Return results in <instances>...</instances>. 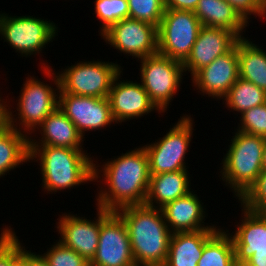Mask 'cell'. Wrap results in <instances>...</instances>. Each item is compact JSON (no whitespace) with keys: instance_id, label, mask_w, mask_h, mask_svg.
<instances>
[{"instance_id":"1","label":"cell","mask_w":266,"mask_h":266,"mask_svg":"<svg viewBox=\"0 0 266 266\" xmlns=\"http://www.w3.org/2000/svg\"><path fill=\"white\" fill-rule=\"evenodd\" d=\"M113 157L102 165L94 159L93 182L100 183L95 195L96 207L116 212L127 206L145 204L150 172L148 155L143 146Z\"/></svg>"},{"instance_id":"2","label":"cell","mask_w":266,"mask_h":266,"mask_svg":"<svg viewBox=\"0 0 266 266\" xmlns=\"http://www.w3.org/2000/svg\"><path fill=\"white\" fill-rule=\"evenodd\" d=\"M116 213L127 226L136 266H164L173 233L162 209L143 204L127 206Z\"/></svg>"},{"instance_id":"3","label":"cell","mask_w":266,"mask_h":266,"mask_svg":"<svg viewBox=\"0 0 266 266\" xmlns=\"http://www.w3.org/2000/svg\"><path fill=\"white\" fill-rule=\"evenodd\" d=\"M85 151L56 146H29V163H39L44 193L69 191L94 181V157L92 159L90 153Z\"/></svg>"},{"instance_id":"4","label":"cell","mask_w":266,"mask_h":266,"mask_svg":"<svg viewBox=\"0 0 266 266\" xmlns=\"http://www.w3.org/2000/svg\"><path fill=\"white\" fill-rule=\"evenodd\" d=\"M41 71L43 74L52 80V84H47L45 81L36 78V76L26 77L23 87H21L18 100L14 104H9V122L10 126L26 134L28 137L36 130L43 120L58 107V94L60 90V81L58 73L53 71L52 66H49L45 61L40 62ZM44 65V66H43ZM45 82V83H44ZM13 107H12V106ZM16 109L13 111V109ZM14 112H16L14 114ZM17 114V115H16Z\"/></svg>"},{"instance_id":"5","label":"cell","mask_w":266,"mask_h":266,"mask_svg":"<svg viewBox=\"0 0 266 266\" xmlns=\"http://www.w3.org/2000/svg\"><path fill=\"white\" fill-rule=\"evenodd\" d=\"M223 156L220 180L240 199L262 172V157L266 137L236 131Z\"/></svg>"},{"instance_id":"6","label":"cell","mask_w":266,"mask_h":266,"mask_svg":"<svg viewBox=\"0 0 266 266\" xmlns=\"http://www.w3.org/2000/svg\"><path fill=\"white\" fill-rule=\"evenodd\" d=\"M48 19L22 15L12 16L0 13V36L15 49L21 57L41 55L46 44H50L58 36V25ZM38 53V54H37Z\"/></svg>"},{"instance_id":"7","label":"cell","mask_w":266,"mask_h":266,"mask_svg":"<svg viewBox=\"0 0 266 266\" xmlns=\"http://www.w3.org/2000/svg\"><path fill=\"white\" fill-rule=\"evenodd\" d=\"M180 118L163 137L143 145L148 155L150 175L188 170L185 156L190 149L193 130H196L193 128L195 122L191 115L184 113Z\"/></svg>"},{"instance_id":"8","label":"cell","mask_w":266,"mask_h":266,"mask_svg":"<svg viewBox=\"0 0 266 266\" xmlns=\"http://www.w3.org/2000/svg\"><path fill=\"white\" fill-rule=\"evenodd\" d=\"M84 61H77L57 72L59 93L108 98L113 80L123 71L122 66L109 60Z\"/></svg>"},{"instance_id":"9","label":"cell","mask_w":266,"mask_h":266,"mask_svg":"<svg viewBox=\"0 0 266 266\" xmlns=\"http://www.w3.org/2000/svg\"><path fill=\"white\" fill-rule=\"evenodd\" d=\"M139 61L140 82L150 101L164 115L183 84V76L186 75L183 63L159 53Z\"/></svg>"},{"instance_id":"10","label":"cell","mask_w":266,"mask_h":266,"mask_svg":"<svg viewBox=\"0 0 266 266\" xmlns=\"http://www.w3.org/2000/svg\"><path fill=\"white\" fill-rule=\"evenodd\" d=\"M201 27L193 11L165 9L157 27L158 53L183 63L190 55Z\"/></svg>"},{"instance_id":"11","label":"cell","mask_w":266,"mask_h":266,"mask_svg":"<svg viewBox=\"0 0 266 266\" xmlns=\"http://www.w3.org/2000/svg\"><path fill=\"white\" fill-rule=\"evenodd\" d=\"M100 36L110 47L137 61L158 53L157 27L145 21L125 18Z\"/></svg>"},{"instance_id":"12","label":"cell","mask_w":266,"mask_h":266,"mask_svg":"<svg viewBox=\"0 0 266 266\" xmlns=\"http://www.w3.org/2000/svg\"><path fill=\"white\" fill-rule=\"evenodd\" d=\"M242 209L241 220L232 233L237 266H266V213ZM244 214V215H243ZM241 221V222H240Z\"/></svg>"},{"instance_id":"13","label":"cell","mask_w":266,"mask_h":266,"mask_svg":"<svg viewBox=\"0 0 266 266\" xmlns=\"http://www.w3.org/2000/svg\"><path fill=\"white\" fill-rule=\"evenodd\" d=\"M96 217L87 219L73 214L62 212L59 215L55 226L56 232L60 234L59 241L65 246L73 249L79 255L90 262L95 256L98 243L101 223L112 213L97 207ZM72 213V214H71Z\"/></svg>"},{"instance_id":"14","label":"cell","mask_w":266,"mask_h":266,"mask_svg":"<svg viewBox=\"0 0 266 266\" xmlns=\"http://www.w3.org/2000/svg\"><path fill=\"white\" fill-rule=\"evenodd\" d=\"M58 108L75 124L83 138L88 131L106 130L107 126L117 124L108 98L59 93Z\"/></svg>"},{"instance_id":"15","label":"cell","mask_w":266,"mask_h":266,"mask_svg":"<svg viewBox=\"0 0 266 266\" xmlns=\"http://www.w3.org/2000/svg\"><path fill=\"white\" fill-rule=\"evenodd\" d=\"M89 266H136L127 226L116 212L101 223L98 247Z\"/></svg>"},{"instance_id":"16","label":"cell","mask_w":266,"mask_h":266,"mask_svg":"<svg viewBox=\"0 0 266 266\" xmlns=\"http://www.w3.org/2000/svg\"><path fill=\"white\" fill-rule=\"evenodd\" d=\"M239 78V61L236 46L197 71L190 80L202 96L222 100Z\"/></svg>"},{"instance_id":"17","label":"cell","mask_w":266,"mask_h":266,"mask_svg":"<svg viewBox=\"0 0 266 266\" xmlns=\"http://www.w3.org/2000/svg\"><path fill=\"white\" fill-rule=\"evenodd\" d=\"M121 71L113 80L109 91L110 108L115 122L119 125L133 119H138L155 111L161 112L150 101L148 93L141 82L122 80ZM121 79V80H119Z\"/></svg>"},{"instance_id":"18","label":"cell","mask_w":266,"mask_h":266,"mask_svg":"<svg viewBox=\"0 0 266 266\" xmlns=\"http://www.w3.org/2000/svg\"><path fill=\"white\" fill-rule=\"evenodd\" d=\"M240 39L233 31L202 26L190 55L183 62L184 73L188 71L192 77L217 57L232 50Z\"/></svg>"},{"instance_id":"19","label":"cell","mask_w":266,"mask_h":266,"mask_svg":"<svg viewBox=\"0 0 266 266\" xmlns=\"http://www.w3.org/2000/svg\"><path fill=\"white\" fill-rule=\"evenodd\" d=\"M192 190L187 195L167 203L162 209L165 222L172 233L198 230H218L220 226L205 223L206 205ZM205 208V209H204ZM207 224V225H206Z\"/></svg>"},{"instance_id":"20","label":"cell","mask_w":266,"mask_h":266,"mask_svg":"<svg viewBox=\"0 0 266 266\" xmlns=\"http://www.w3.org/2000/svg\"><path fill=\"white\" fill-rule=\"evenodd\" d=\"M35 132L41 134V137L37 139L38 141L35 139L37 134ZM33 135L29 137V146L84 148L83 141L85 138L78 132L75 124L58 107L43 120L33 132Z\"/></svg>"},{"instance_id":"21","label":"cell","mask_w":266,"mask_h":266,"mask_svg":"<svg viewBox=\"0 0 266 266\" xmlns=\"http://www.w3.org/2000/svg\"><path fill=\"white\" fill-rule=\"evenodd\" d=\"M191 187L188 170L165 172L150 175L145 205L153 208H163L167 203L187 195Z\"/></svg>"},{"instance_id":"22","label":"cell","mask_w":266,"mask_h":266,"mask_svg":"<svg viewBox=\"0 0 266 266\" xmlns=\"http://www.w3.org/2000/svg\"><path fill=\"white\" fill-rule=\"evenodd\" d=\"M202 26L217 27L235 32L240 38L249 23L225 0H199L193 11ZM244 32V33H243Z\"/></svg>"},{"instance_id":"23","label":"cell","mask_w":266,"mask_h":266,"mask_svg":"<svg viewBox=\"0 0 266 266\" xmlns=\"http://www.w3.org/2000/svg\"><path fill=\"white\" fill-rule=\"evenodd\" d=\"M217 230L173 233L164 266H197L205 242Z\"/></svg>"},{"instance_id":"24","label":"cell","mask_w":266,"mask_h":266,"mask_svg":"<svg viewBox=\"0 0 266 266\" xmlns=\"http://www.w3.org/2000/svg\"><path fill=\"white\" fill-rule=\"evenodd\" d=\"M248 37L237 42L239 77L266 91V51Z\"/></svg>"},{"instance_id":"25","label":"cell","mask_w":266,"mask_h":266,"mask_svg":"<svg viewBox=\"0 0 266 266\" xmlns=\"http://www.w3.org/2000/svg\"><path fill=\"white\" fill-rule=\"evenodd\" d=\"M29 162V137L12 126L0 131V178Z\"/></svg>"},{"instance_id":"26","label":"cell","mask_w":266,"mask_h":266,"mask_svg":"<svg viewBox=\"0 0 266 266\" xmlns=\"http://www.w3.org/2000/svg\"><path fill=\"white\" fill-rule=\"evenodd\" d=\"M219 228L206 242L197 266H237L229 233Z\"/></svg>"},{"instance_id":"27","label":"cell","mask_w":266,"mask_h":266,"mask_svg":"<svg viewBox=\"0 0 266 266\" xmlns=\"http://www.w3.org/2000/svg\"><path fill=\"white\" fill-rule=\"evenodd\" d=\"M222 101L226 109L233 114L236 112L238 116L246 110L266 103V91L239 77Z\"/></svg>"},{"instance_id":"28","label":"cell","mask_w":266,"mask_h":266,"mask_svg":"<svg viewBox=\"0 0 266 266\" xmlns=\"http://www.w3.org/2000/svg\"><path fill=\"white\" fill-rule=\"evenodd\" d=\"M94 3L95 14L101 24L99 35L119 20L129 18L127 0H95Z\"/></svg>"},{"instance_id":"29","label":"cell","mask_w":266,"mask_h":266,"mask_svg":"<svg viewBox=\"0 0 266 266\" xmlns=\"http://www.w3.org/2000/svg\"><path fill=\"white\" fill-rule=\"evenodd\" d=\"M127 2L129 18L159 26L165 11L163 0H127Z\"/></svg>"},{"instance_id":"30","label":"cell","mask_w":266,"mask_h":266,"mask_svg":"<svg viewBox=\"0 0 266 266\" xmlns=\"http://www.w3.org/2000/svg\"><path fill=\"white\" fill-rule=\"evenodd\" d=\"M50 266H89V262L59 240L42 254Z\"/></svg>"},{"instance_id":"31","label":"cell","mask_w":266,"mask_h":266,"mask_svg":"<svg viewBox=\"0 0 266 266\" xmlns=\"http://www.w3.org/2000/svg\"><path fill=\"white\" fill-rule=\"evenodd\" d=\"M0 229V266H13L21 257L20 239L11 226Z\"/></svg>"},{"instance_id":"32","label":"cell","mask_w":266,"mask_h":266,"mask_svg":"<svg viewBox=\"0 0 266 266\" xmlns=\"http://www.w3.org/2000/svg\"><path fill=\"white\" fill-rule=\"evenodd\" d=\"M235 130L266 137V103L244 111Z\"/></svg>"},{"instance_id":"33","label":"cell","mask_w":266,"mask_h":266,"mask_svg":"<svg viewBox=\"0 0 266 266\" xmlns=\"http://www.w3.org/2000/svg\"><path fill=\"white\" fill-rule=\"evenodd\" d=\"M245 209L266 213V171H262L255 183L238 200Z\"/></svg>"},{"instance_id":"34","label":"cell","mask_w":266,"mask_h":266,"mask_svg":"<svg viewBox=\"0 0 266 266\" xmlns=\"http://www.w3.org/2000/svg\"><path fill=\"white\" fill-rule=\"evenodd\" d=\"M240 13V15L249 23H251V16L254 15L255 19H266V6L262 0H225Z\"/></svg>"},{"instance_id":"35","label":"cell","mask_w":266,"mask_h":266,"mask_svg":"<svg viewBox=\"0 0 266 266\" xmlns=\"http://www.w3.org/2000/svg\"><path fill=\"white\" fill-rule=\"evenodd\" d=\"M199 0H163L165 9L194 11Z\"/></svg>"},{"instance_id":"36","label":"cell","mask_w":266,"mask_h":266,"mask_svg":"<svg viewBox=\"0 0 266 266\" xmlns=\"http://www.w3.org/2000/svg\"><path fill=\"white\" fill-rule=\"evenodd\" d=\"M2 94V93H0ZM2 96V95H0ZM9 96H6L5 99L0 97V131L7 129L10 126L9 122V104L11 101L7 99ZM8 100V101H7Z\"/></svg>"},{"instance_id":"37","label":"cell","mask_w":266,"mask_h":266,"mask_svg":"<svg viewBox=\"0 0 266 266\" xmlns=\"http://www.w3.org/2000/svg\"><path fill=\"white\" fill-rule=\"evenodd\" d=\"M26 266H50L43 257L42 252L37 254L26 249Z\"/></svg>"},{"instance_id":"38","label":"cell","mask_w":266,"mask_h":266,"mask_svg":"<svg viewBox=\"0 0 266 266\" xmlns=\"http://www.w3.org/2000/svg\"><path fill=\"white\" fill-rule=\"evenodd\" d=\"M13 266H26V247L21 243V257Z\"/></svg>"},{"instance_id":"39","label":"cell","mask_w":266,"mask_h":266,"mask_svg":"<svg viewBox=\"0 0 266 266\" xmlns=\"http://www.w3.org/2000/svg\"><path fill=\"white\" fill-rule=\"evenodd\" d=\"M262 171H266V141H265L263 157H262Z\"/></svg>"},{"instance_id":"40","label":"cell","mask_w":266,"mask_h":266,"mask_svg":"<svg viewBox=\"0 0 266 266\" xmlns=\"http://www.w3.org/2000/svg\"><path fill=\"white\" fill-rule=\"evenodd\" d=\"M263 4L266 6V0H262Z\"/></svg>"}]
</instances>
